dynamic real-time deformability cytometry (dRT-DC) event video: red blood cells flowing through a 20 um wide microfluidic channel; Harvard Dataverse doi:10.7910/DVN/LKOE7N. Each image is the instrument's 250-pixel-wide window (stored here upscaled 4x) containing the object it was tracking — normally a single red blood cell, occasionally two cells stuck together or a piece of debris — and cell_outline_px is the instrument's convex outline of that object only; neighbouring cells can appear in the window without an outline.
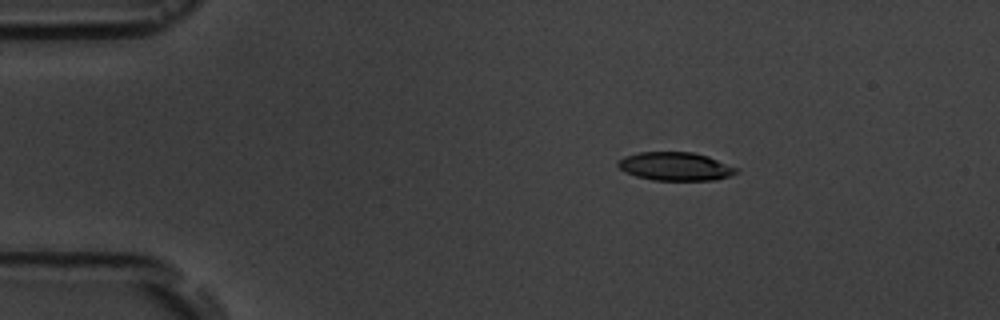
{"species": "common noctule bat (a hibernating species)", "species_latin": "Nyctalus noctula", "temperature_condition": "room temperature", "stored_images_in_passage": 4, "camera_frame_rate_fps": 3000, "um_per_image_px": 0.085, "animal": {"sex": "male", "body_mass_g": 19.5, "forearm_length_mm": 54.6}, "frame": {"image": 1, "passage_image": 4, "time_ms": 3.667, "image_size_px": [1000, 320], "cell_outline_px": [[740, 172], [732, 176], [716, 180], [652, 180], [636, 176], [624, 172], [616, 164], [624, 156], [640, 152], [692, 152], [708, 156], [740, 168]], "centroid_in_image_um": [57.47, 14.15], "position_along_channel_um": 27.5, "area_um2": 19.83}}